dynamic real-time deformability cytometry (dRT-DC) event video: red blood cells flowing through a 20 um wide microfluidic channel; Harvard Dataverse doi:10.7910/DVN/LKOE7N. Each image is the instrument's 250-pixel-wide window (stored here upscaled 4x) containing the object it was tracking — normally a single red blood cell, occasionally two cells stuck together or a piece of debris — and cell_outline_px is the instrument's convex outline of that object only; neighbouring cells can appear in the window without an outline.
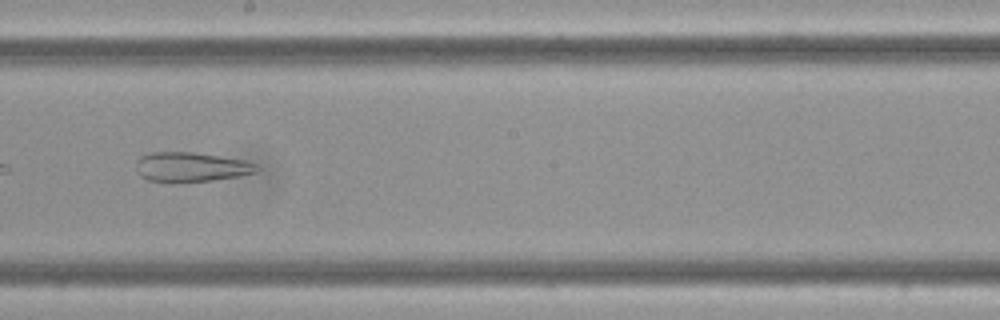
{"species": "Egyptian fruit bat (a non-hibernating species)", "species_latin": "Rousettus aegyptiacus", "temperature_condition": "cold", "stored_images_in_passage": 14, "camera_frame_rate_fps": 3000, "um_per_image_px": 0.085, "frame": {"image": 1, "passage_image": 8, "time_ms": 2.333, "image_size_px": [1000, 320], "cell_outline_px": [[260, 168], [256, 172], [240, 176], [212, 180], [172, 184], [168, 184], [148, 180], [140, 176], [136, 172], [136, 160], [140, 156], [148, 152], [192, 152], [244, 160], [256, 164]], "centroid_in_image_um": [16.17, 14.22], "position_along_channel_um": 232.0, "area_um2": 21.33}}